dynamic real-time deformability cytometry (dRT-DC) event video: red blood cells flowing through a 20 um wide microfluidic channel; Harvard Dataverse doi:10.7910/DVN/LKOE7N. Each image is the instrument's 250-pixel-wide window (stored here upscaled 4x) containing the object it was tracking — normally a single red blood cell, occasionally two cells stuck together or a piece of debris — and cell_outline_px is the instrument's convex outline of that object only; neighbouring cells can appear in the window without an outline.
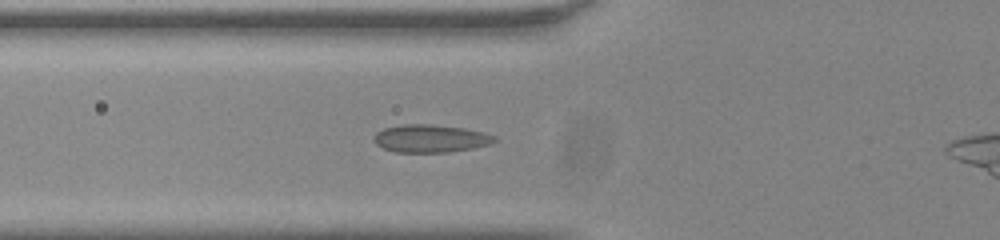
{"species": "common noctule bat (a hibernating species)", "species_latin": "Nyctalus noctula", "temperature_condition": "room temperature", "stored_images_in_passage": 48, "camera_frame_rate_fps": 3000, "um_per_image_px": 0.085, "animal": {"sex": "male", "body_mass_g": 20.0, "forearm_length_mm": 53.3}, "frame": {"image": 1, "passage_image": 18, "time_ms": 5.667, "image_size_px": [1000, 240], "cell_outline_px": [[496, 140], [488, 144], [472, 148], [448, 152], [396, 152], [384, 148], [376, 144], [372, 140], [376, 132], [384, 128], [404, 124], [432, 124], [464, 128], [484, 132], [496, 136]], "centroid_in_image_um": [36.57, 11.76], "position_along_channel_um": 89.2, "area_um2": 19.48}}
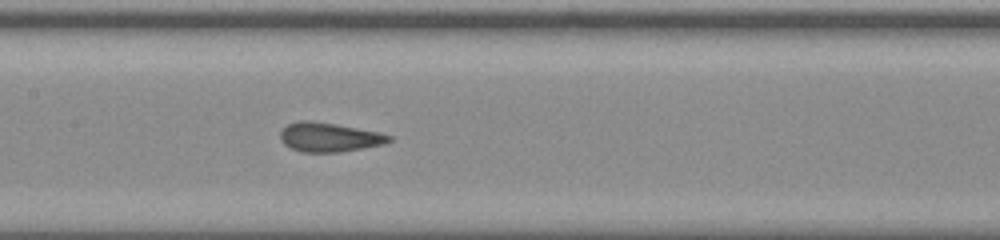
{"frame": {"image": 2, "passage_image": 25, "time_ms": 8.0, "image_size_px": [1000, 240], "cell_outline_px": [[396, 136], [392, 140], [384, 144], [364, 148], [340, 152], [300, 152], [284, 144], [280, 140], [280, 132], [288, 124], [300, 120], [312, 120], [336, 124], [380, 132]], "centroid_in_image_um": [28.02, 11.66], "position_along_channel_um": 179.4, "area_um2": 18.73}}
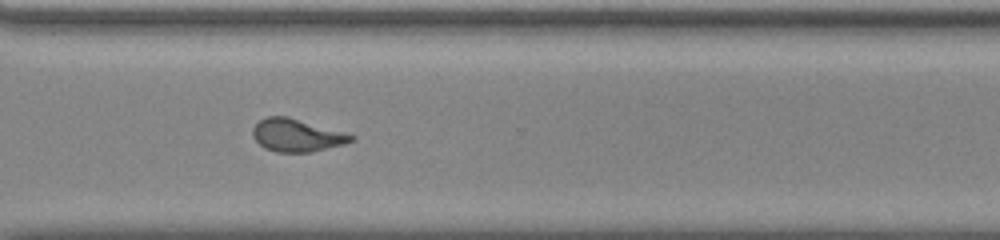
{"frame": {"image": 3, "passage_image": 38, "time_ms": 12.333, "image_size_px": [1000, 240], "cell_outline_px": [[356, 140], [344, 144], [312, 152], [276, 152], [264, 148], [252, 136], [252, 128], [260, 120], [268, 116], [288, 116], [356, 136]], "centroid_in_image_um": [25.22, 11.5], "position_along_channel_um": 345.4, "area_um2": 18.73}, "authors_computed_cell_mechanics": {"area_um2": 18.8717, "velocity_mm_per_s": 3.8341, "shape_relaxation_time_tau1_ms": null, "shape_relaxation_time_tau2_ms": 0.6481, "deformation_change_tau1": null, "deformation_change_tau2": 0.0622}}